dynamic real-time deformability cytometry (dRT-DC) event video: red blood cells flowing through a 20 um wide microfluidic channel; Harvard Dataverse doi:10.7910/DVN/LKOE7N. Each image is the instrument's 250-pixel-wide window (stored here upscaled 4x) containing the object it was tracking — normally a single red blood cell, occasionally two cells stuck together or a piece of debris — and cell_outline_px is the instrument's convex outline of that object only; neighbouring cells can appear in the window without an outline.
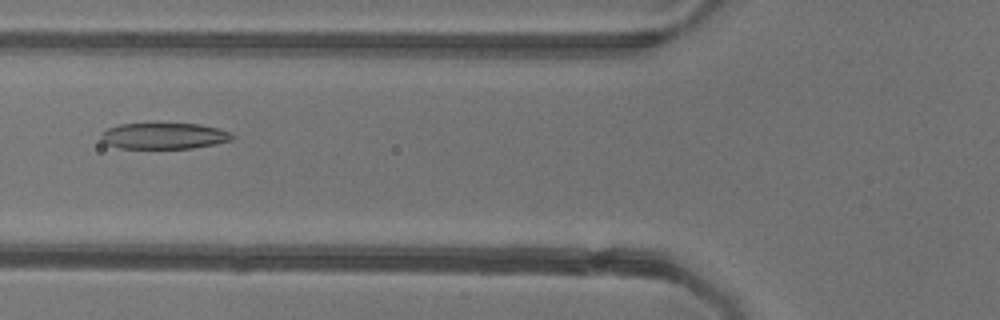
{"species": "common noctule bat (a hibernating species)", "species_latin": "Nyctalus noctula", "temperature_condition": "warm", "stored_images_in_passage": 41, "camera_frame_rate_fps": 3000, "um_per_image_px": 0.085, "animal": {"sex": "female"}, "frame": {"image": 1, "passage_image": 8, "time_ms": 2.333, "image_size_px": [1000, 320], "cell_outline_px": [[236, 136], [232, 140], [216, 144], [192, 148], [120, 148], [108, 144], [100, 140], [100, 132], [108, 128], [120, 124], [200, 124], [220, 128], [232, 132]], "centroid_in_image_um": [13.98, 11.55], "position_along_channel_um": 111.8, "area_um2": 20.11}}
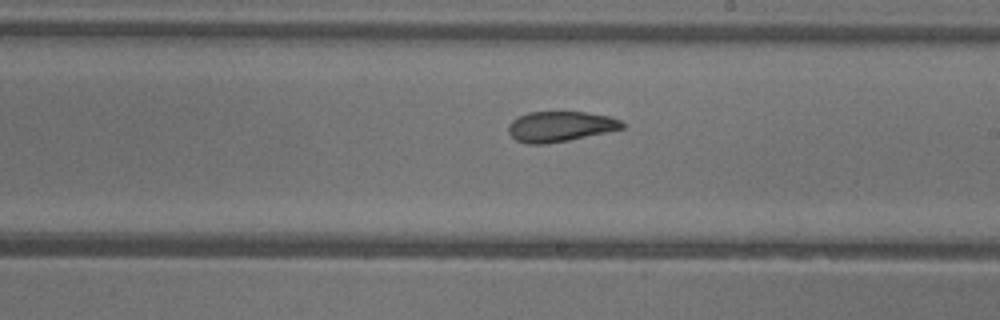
{"frame": {"image": 2, "passage_image": 18, "time_ms": 5.667, "image_size_px": [1000, 320], "cell_outline_px": [[624, 128], [568, 140], [544, 144], [528, 144], [516, 140], [508, 132], [508, 128], [512, 120], [528, 112], [588, 112], [612, 116], [620, 120], [624, 124]], "centroid_in_image_um": [47.63, 10.74], "position_along_channel_um": 241.4, "area_um2": 20.0}}
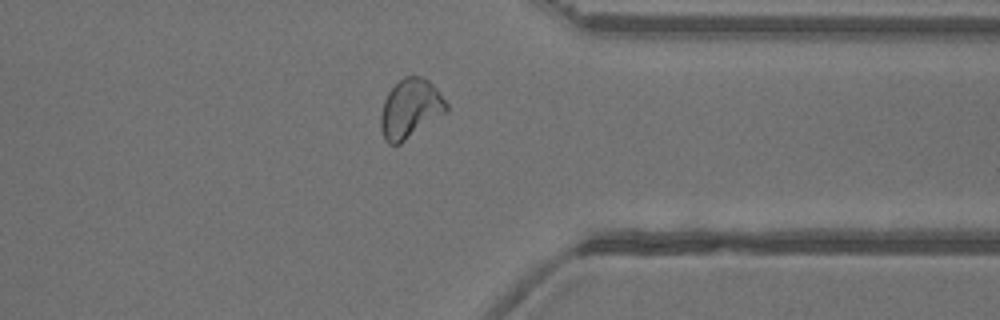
{"frame": {"image": 3, "passage_image": 29, "time_ms": 9.333, "image_size_px": [1000, 320], "cell_outline_px": [[448, 108], [444, 112], [400, 144], [388, 144], [384, 140], [380, 128], [380, 116], [384, 100], [388, 92], [404, 76], [420, 76], [428, 80], [436, 88], [448, 104]], "centroid_in_image_um": [34.83, 9.23], "position_along_channel_um": 376.6, "area_um2": 22.25}, "authors_computed_cell_mechanics": {"area_um2": 21.4438, "velocity_mm_per_s": 3.8818, "shape_relaxation_time_tau1_ms": null, "shape_relaxation_time_tau2_ms": 3.1223, "deformation_change_tau1": null, "deformation_change_tau2": 0.1024}}